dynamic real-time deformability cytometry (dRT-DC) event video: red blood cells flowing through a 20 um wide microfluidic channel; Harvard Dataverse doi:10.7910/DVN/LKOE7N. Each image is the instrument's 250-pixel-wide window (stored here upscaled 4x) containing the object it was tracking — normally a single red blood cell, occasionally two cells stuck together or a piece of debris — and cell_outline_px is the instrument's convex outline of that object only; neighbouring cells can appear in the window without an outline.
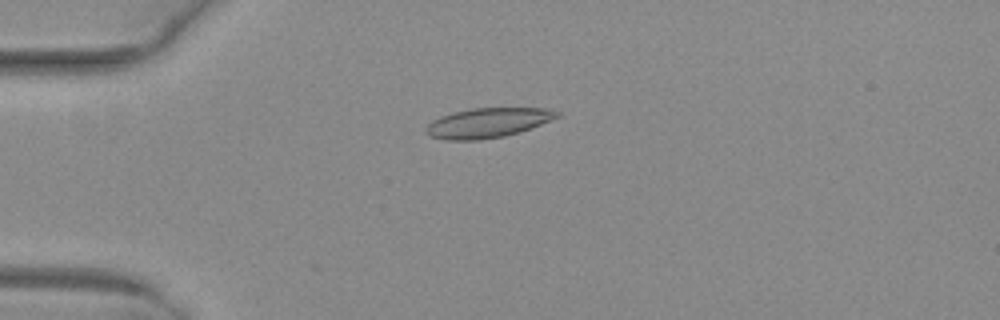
{"species": "common noctule bat (a hibernating species)", "species_latin": "Nyctalus noctula", "temperature_condition": "warm", "stored_images_in_passage": 52, "camera_frame_rate_fps": 3000, "um_per_image_px": 0.085, "animal": {"sex": "female", "body_mass_g": 29.2, "forearm_length_mm": 56.3}, "frame": {"image": 1, "passage_image": 14, "time_ms": 4.333, "image_size_px": [1000, 320], "cell_outline_px": [[560, 116], [520, 132], [504, 136], [480, 140], [448, 140], [428, 136], [424, 132], [424, 128], [432, 120], [440, 116], [452, 112], [472, 108], [552, 108], [560, 112]], "centroid_in_image_um": [41.42, 10.44], "position_along_channel_um": 43.6, "area_um2": 22.89}}
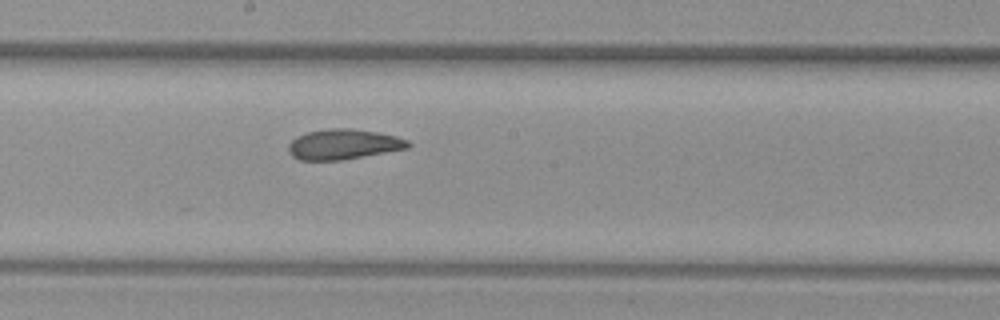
{"frame": {"image": 2, "passage_image": 29, "time_ms": 9.333, "image_size_px": [1000, 320], "cell_outline_px": [[412, 144], [408, 148], [340, 160], [300, 160], [292, 156], [288, 152], [288, 144], [296, 136], [308, 132], [328, 128], [352, 128], [376, 132], [396, 136], [408, 140]], "centroid_in_image_um": [29.17, 12.26], "position_along_channel_um": 219.0, "area_um2": 21.04}}
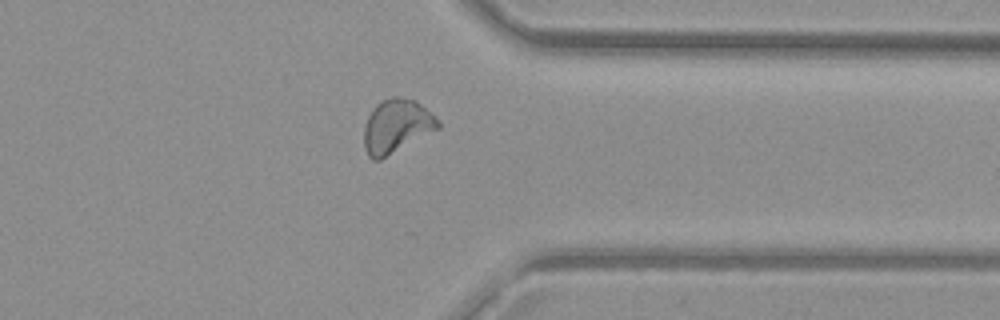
{"frame": {"image": 3, "passage_image": 41, "time_ms": 13.333, "image_size_px": [1000, 320], "cell_outline_px": [[440, 128], [380, 160], [372, 160], [368, 156], [364, 148], [364, 128], [368, 116], [372, 108], [380, 100], [392, 96], [400, 96], [416, 100], [440, 120]], "centroid_in_image_um": [33.7, 10.71], "position_along_channel_um": 377.7, "area_um2": 23.41}, "authors_computed_cell_mechanics": {"area_um2": 22.1663, "velocity_mm_per_s": 4.0702, "shape_relaxation_time_tau1_ms": 8.3488, "shape_relaxation_time_tau2_ms": 1.7074, "deformation_change_tau1": 0.1847, "deformation_change_tau2": 0.0812}}